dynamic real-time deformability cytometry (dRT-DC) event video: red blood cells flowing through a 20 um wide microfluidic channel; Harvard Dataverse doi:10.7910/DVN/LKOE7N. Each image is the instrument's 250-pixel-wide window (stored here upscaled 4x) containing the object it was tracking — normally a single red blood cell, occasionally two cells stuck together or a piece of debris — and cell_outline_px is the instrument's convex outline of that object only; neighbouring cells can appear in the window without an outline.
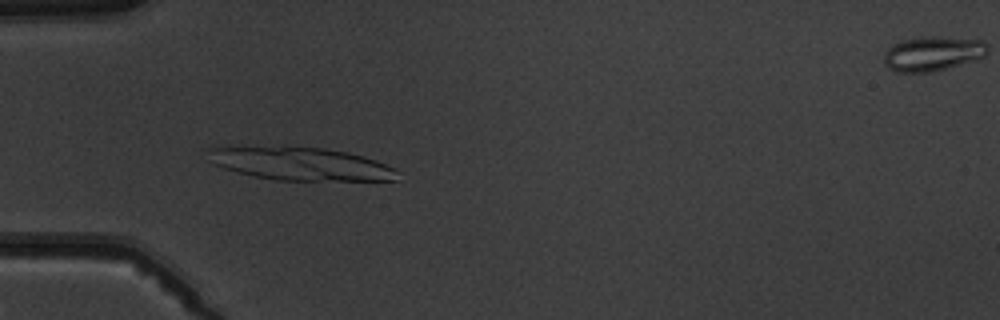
{"species": "common noctule bat (a hibernating species)", "species_latin": "Nyctalus noctula", "temperature_condition": "warm", "stored_images_in_passage": 2, "camera_frame_rate_fps": 3000, "um_per_image_px": 0.085, "animal": {"sex": "male", "body_mass_g": 19.5, "forearm_length_mm": 54.6}, "frame": {"image": 1, "passage_image": 1, "time_ms": 0.0, "image_size_px": [1000, 320], "cell_outline_px": [[400, 172], [396, 180], [276, 180], [252, 176], [236, 172], [212, 164], [208, 160], [208, 148], [216, 144], [324, 148], [348, 152], [364, 156], [376, 160]], "centroid_in_image_um": [25.38, 13.88], "position_along_channel_um": 59.6, "area_um2": 37.28}}